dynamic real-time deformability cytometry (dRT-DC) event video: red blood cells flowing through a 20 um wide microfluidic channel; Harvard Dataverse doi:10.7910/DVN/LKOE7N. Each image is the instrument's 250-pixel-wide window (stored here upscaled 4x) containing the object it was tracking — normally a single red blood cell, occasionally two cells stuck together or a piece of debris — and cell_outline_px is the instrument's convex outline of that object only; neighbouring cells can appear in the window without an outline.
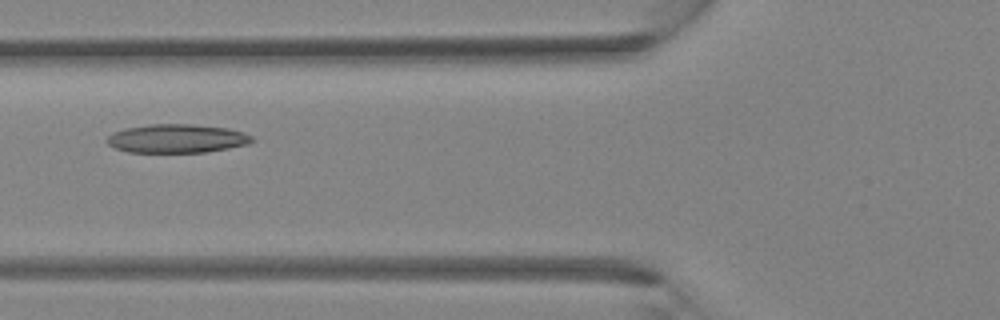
{"species": "Egyptian fruit bat (a non-hibernating species)", "species_latin": "Rousettus aegyptiacus", "temperature_condition": "room temperature", "stored_images_in_passage": 2, "camera_frame_rate_fps": 3000, "um_per_image_px": 0.085, "animal": {"sex": "female"}, "frame": {"image": 1, "passage_image": 2, "time_ms": 1.0, "image_size_px": [1000, 320], "cell_outline_px": [[256, 140], [248, 144], [208, 152], [128, 152], [116, 148], [108, 144], [108, 136], [112, 132], [124, 128], [148, 124], [192, 124], [228, 128], [244, 132], [252, 136]], "centroid_in_image_um": [15.06, 11.77], "position_along_channel_um": 110.7, "area_um2": 24.33}}